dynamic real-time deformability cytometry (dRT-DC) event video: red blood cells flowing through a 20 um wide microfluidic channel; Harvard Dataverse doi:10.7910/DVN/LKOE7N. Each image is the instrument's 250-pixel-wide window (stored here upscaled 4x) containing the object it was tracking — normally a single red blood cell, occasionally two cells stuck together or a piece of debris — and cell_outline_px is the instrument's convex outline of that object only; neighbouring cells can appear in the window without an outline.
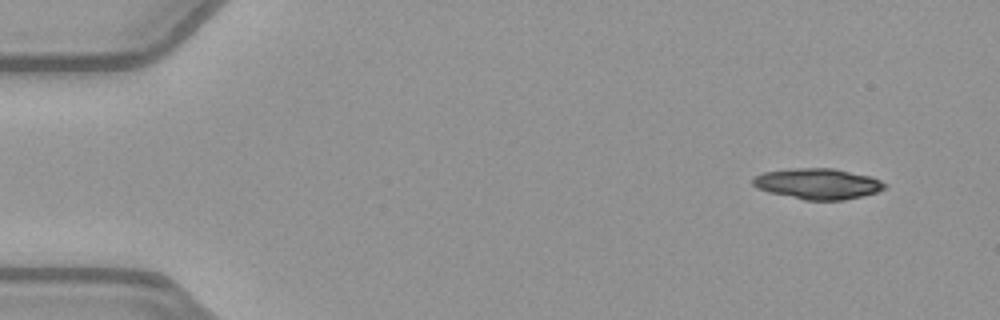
{"species": "common noctule bat (a hibernating species)", "species_latin": "Nyctalus noctula", "temperature_condition": "warm", "stored_images_in_passage": 48, "camera_frame_rate_fps": 3000, "um_per_image_px": 0.085, "animal": {"sex": "female", "body_mass_g": 21.9}, "frame": {"image": 1, "passage_image": 1, "time_ms": 0.0, "image_size_px": [1000, 320], "cell_outline_px": [[888, 184], [884, 188], [876, 192], [844, 200], [804, 200], [768, 192], [756, 188], [752, 184], [752, 176], [764, 172], [796, 168], [832, 168], [868, 176], [880, 180]], "centroid_in_image_um": [69.46, 15.62], "position_along_channel_um": 15.5, "area_um2": 23.52}}
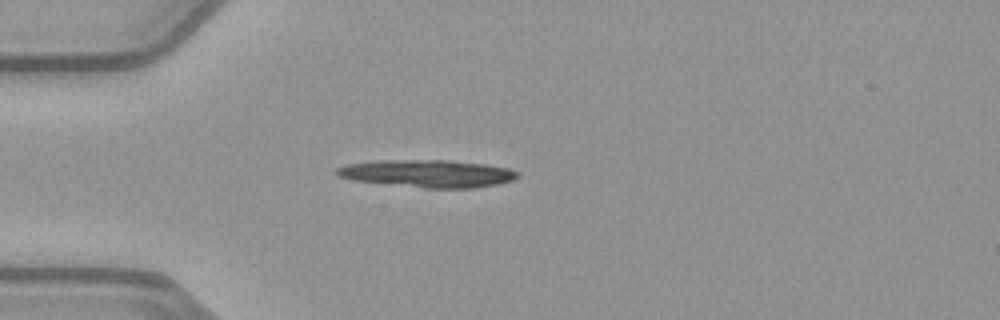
{"frame": {"image": 2, "passage_image": 11, "time_ms": 3.333, "image_size_px": [1000, 320], "cell_outline_px": [[520, 176], [512, 180], [496, 184], [472, 188], [424, 188], [352, 180], [340, 176], [332, 172], [336, 168], [344, 164], [380, 160], [452, 160], [484, 164], [508, 168], [520, 172]], "centroid_in_image_um": [36.32, 14.74], "position_along_channel_um": 48.7, "area_um2": 29.13}, "authors_computed_cell_mechanics": {"area_um2": 24.3049, "velocity_mm_per_s": 4.0062, "shape_relaxation_time_tau1_ms": 1.4036, "shape_relaxation_time_tau2_ms": null, "deformation_change_tau1": 0.257, "deformation_change_tau2": null}}